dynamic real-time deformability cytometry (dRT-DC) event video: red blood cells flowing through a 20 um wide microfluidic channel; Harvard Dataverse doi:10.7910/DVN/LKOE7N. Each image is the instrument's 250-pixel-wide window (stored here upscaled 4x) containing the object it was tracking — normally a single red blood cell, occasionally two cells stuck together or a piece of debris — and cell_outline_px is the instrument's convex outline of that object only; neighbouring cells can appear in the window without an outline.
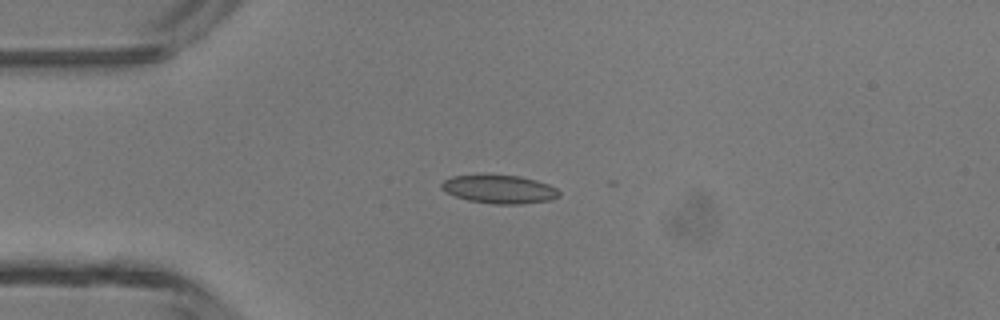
{"species": "common noctule bat (a hibernating species)", "species_latin": "Nyctalus noctula", "temperature_condition": "room temperature", "stored_images_in_passage": 31, "camera_frame_rate_fps": 3000, "um_per_image_px": 0.085, "animal": {"sex": "male", "body_mass_g": 13.3}, "frame": {"image": 1, "passage_image": 1, "time_ms": 0.0, "image_size_px": [1000, 320], "cell_outline_px": [[560, 196], [552, 200], [520, 204], [496, 204], [468, 200], [456, 196], [440, 188], [440, 184], [444, 180], [452, 176], [520, 176], [536, 180], [548, 184], [556, 188], [560, 192]], "centroid_in_image_um": [42.49, 16.1], "position_along_channel_um": 42.5, "area_um2": 19.13}}
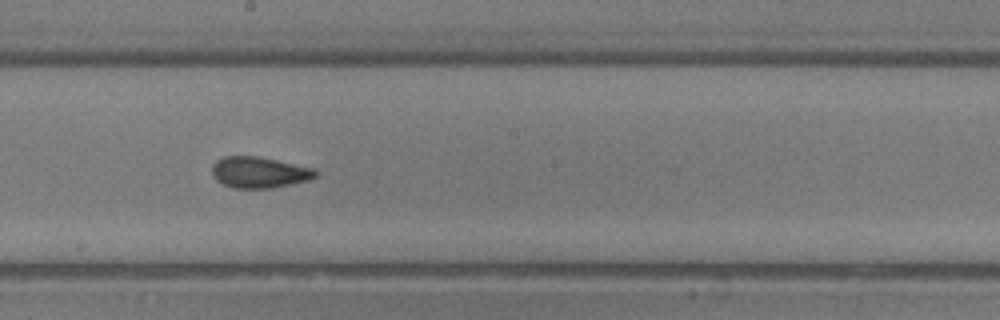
{"frame": {"image": 2, "passage_image": 15, "time_ms": 4.667, "image_size_px": [1000, 320], "cell_outline_px": [[320, 172], [316, 176], [308, 180], [272, 188], [232, 188], [216, 180], [212, 176], [212, 164], [216, 160], [224, 156], [256, 156], [316, 168]], "centroid_in_image_um": [22.03, 14.65], "position_along_channel_um": 226.2, "area_um2": 18.9}}
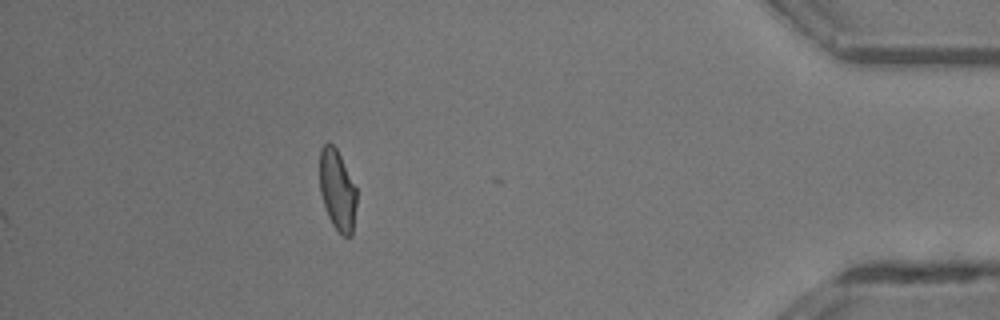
{"frame": {"image": 3, "passage_image": 31, "time_ms": 10.0, "image_size_px": [1000, 320], "cell_outline_px": [[356, 204], [352, 236], [344, 236], [332, 224], [328, 216], [320, 192], [320, 148], [328, 140], [336, 148], [356, 188]], "centroid_in_image_um": [28.66, 16.14], "position_along_channel_um": 406.5, "area_um2": 17.17}, "authors_computed_cell_mechanics": {"area_um2": 18.7272, "velocity_mm_per_s": 4.396, "shape_relaxation_time_tau1_ms": 7.8902, "shape_relaxation_time_tau2_ms": 1.2636, "deformation_change_tau1": 0.1642, "deformation_change_tau2": 0.0708}}